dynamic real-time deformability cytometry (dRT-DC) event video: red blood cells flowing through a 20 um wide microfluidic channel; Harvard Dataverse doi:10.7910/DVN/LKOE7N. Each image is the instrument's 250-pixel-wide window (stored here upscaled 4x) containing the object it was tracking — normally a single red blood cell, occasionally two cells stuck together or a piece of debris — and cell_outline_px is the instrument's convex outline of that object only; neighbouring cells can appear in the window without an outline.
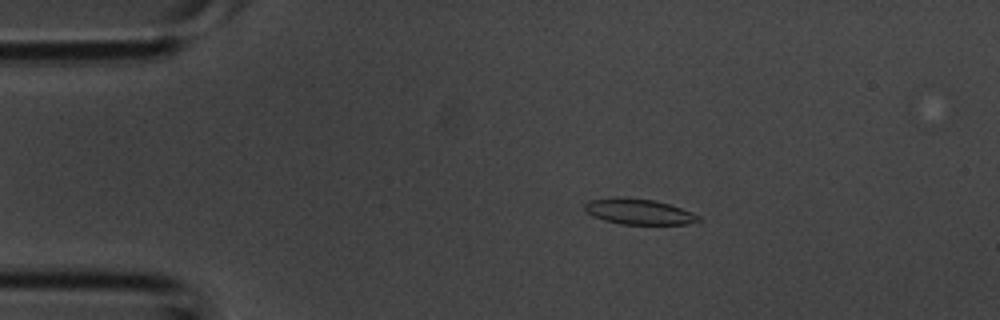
{"species": "common noctule bat (a hibernating species)", "species_latin": "Nyctalus noctula", "temperature_condition": "room temperature", "stored_images_in_passage": 38, "camera_frame_rate_fps": 3000, "um_per_image_px": 0.085, "animal": {"sex": "male", "body_mass_g": 20.1, "forearm_length_mm": 53.5}, "frame": {"image": 1, "passage_image": 7, "time_ms": 2.0, "image_size_px": [1000, 320], "cell_outline_px": [[700, 220], [688, 224], [620, 224], [604, 220], [592, 216], [584, 208], [584, 204], [588, 200], [616, 196], [624, 196], [656, 200], [692, 212], [700, 216]], "centroid_in_image_um": [54.26, 17.97], "position_along_channel_um": 30.7, "area_um2": 17.17}}
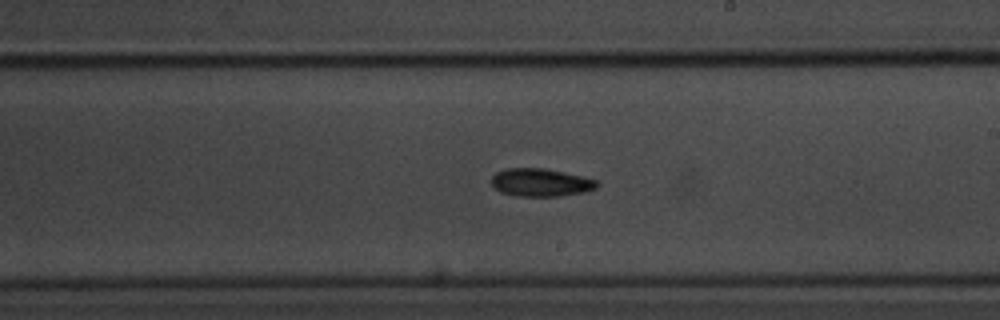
{"frame": {"image": 2, "passage_image": 22, "time_ms": 7.0, "image_size_px": [1000, 320], "cell_outline_px": [[600, 184], [596, 188], [584, 192], [560, 196], [516, 196], [500, 192], [488, 180], [496, 172], [508, 168], [544, 168], [564, 172], [596, 180]], "centroid_in_image_um": [45.93, 15.51], "position_along_channel_um": 243.1, "area_um2": 17.22}}
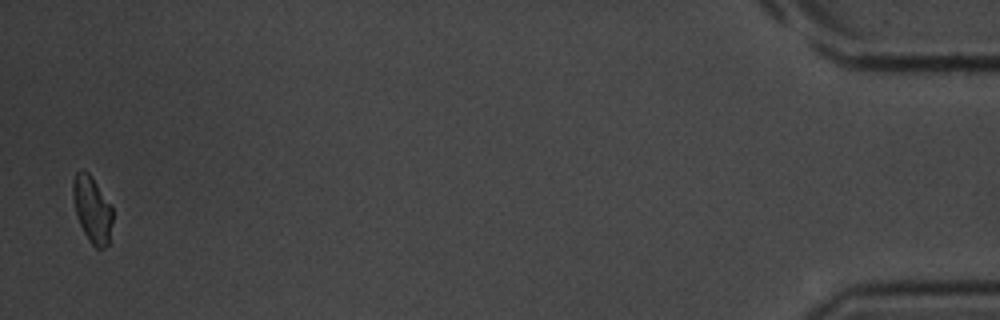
{"frame": {"image": 3, "passage_image": 38, "time_ms": 12.333, "image_size_px": [1000, 320], "cell_outline_px": [[112, 220], [108, 244], [104, 248], [96, 248], [92, 244], [84, 232], [76, 216], [72, 196], [72, 184], [76, 172], [80, 168], [88, 172], [92, 176], [112, 204]], "centroid_in_image_um": [7.83, 17.74], "position_along_channel_um": 427.4, "area_um2": 15.55}}